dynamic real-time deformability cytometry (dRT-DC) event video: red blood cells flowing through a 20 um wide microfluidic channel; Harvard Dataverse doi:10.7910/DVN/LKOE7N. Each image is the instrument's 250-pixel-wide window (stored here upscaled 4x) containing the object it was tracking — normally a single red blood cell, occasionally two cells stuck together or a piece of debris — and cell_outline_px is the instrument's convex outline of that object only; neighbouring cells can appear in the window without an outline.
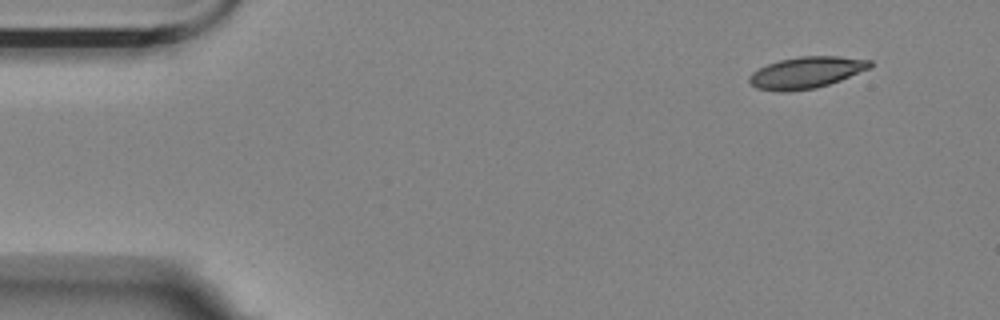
{"species": "Egyptian fruit bat (a non-hibernating species)", "species_latin": "Rousettus aegyptiacus", "temperature_condition": "room temperature", "stored_images_in_passage": 8, "camera_frame_rate_fps": 3000, "um_per_image_px": 0.085, "animal": {"sex": "female"}, "frame": {"image": 1, "passage_image": 1, "time_ms": 0.0, "image_size_px": [1000, 320], "cell_outline_px": [[872, 68], [840, 80], [816, 88], [788, 92], [784, 92], [756, 88], [748, 80], [748, 76], [752, 72], [768, 64], [780, 60], [800, 56], [840, 56], [872, 60]], "centroid_in_image_um": [68.56, 6.16], "position_along_channel_um": 16.4, "area_um2": 22.25}}
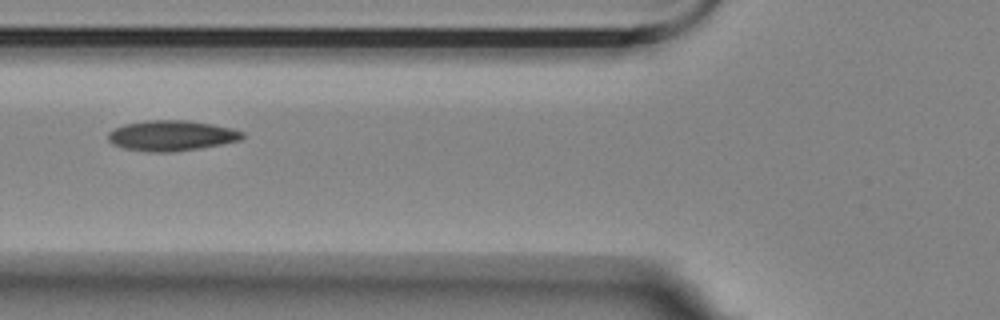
{"frame": {"image": 2, "passage_image": 5, "time_ms": 1.333, "image_size_px": [1000, 320], "cell_outline_px": [[244, 136], [240, 140], [224, 144], [200, 148], [172, 152], [148, 152], [124, 148], [112, 144], [108, 140], [108, 132], [124, 124], [148, 120], [188, 120], [212, 124], [232, 128], [244, 132]], "centroid_in_image_um": [14.59, 11.53], "position_along_channel_um": 111.2, "area_um2": 23.93}}
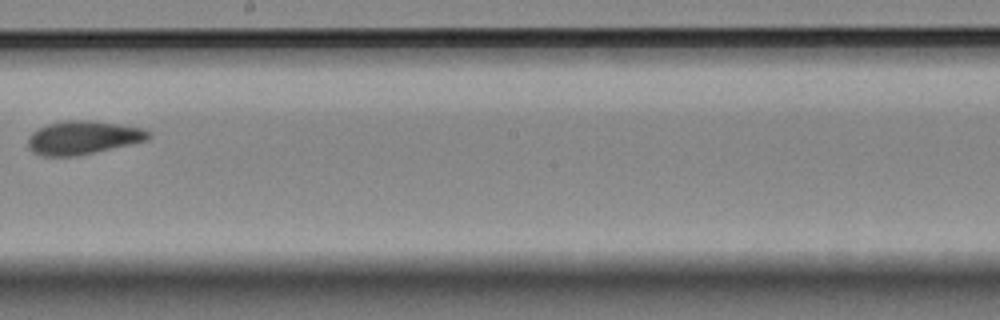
{"frame": {"image": 3, "passage_image": 8, "time_ms": 2.333, "image_size_px": [1000, 320], "cell_outline_px": [[152, 136], [148, 140], [76, 156], [40, 156], [32, 152], [28, 148], [28, 136], [32, 132], [48, 124], [64, 120], [92, 120], [120, 124], [144, 128]], "centroid_in_image_um": [7.04, 11.69], "position_along_channel_um": 241.2, "area_um2": 23.58}}